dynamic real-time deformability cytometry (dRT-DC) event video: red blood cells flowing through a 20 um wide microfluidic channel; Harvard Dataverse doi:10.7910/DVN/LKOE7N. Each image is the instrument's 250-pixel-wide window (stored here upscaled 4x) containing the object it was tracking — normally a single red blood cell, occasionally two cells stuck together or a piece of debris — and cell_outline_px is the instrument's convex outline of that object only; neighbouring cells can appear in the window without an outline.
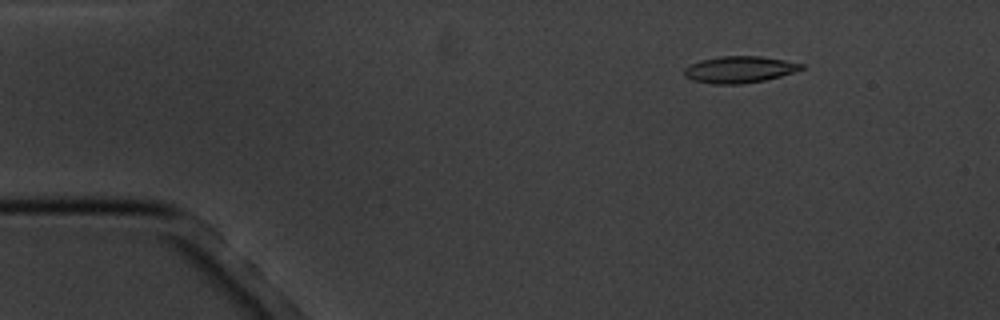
{"species": "common noctule bat (a hibernating species)", "species_latin": "Nyctalus noctula", "temperature_condition": "cold", "stored_images_in_passage": 7, "camera_frame_rate_fps": 3000, "um_per_image_px": 0.085, "animal": {"sex": "male", "body_mass_g": 20.1, "forearm_length_mm": 53.5}, "frame": {"image": 1, "passage_image": 1, "time_ms": 0.0, "image_size_px": [1000, 320], "cell_outline_px": [[804, 68], [780, 76], [764, 80], [740, 84], [712, 84], [692, 80], [684, 76], [684, 68], [700, 60], [720, 56], [760, 56], [784, 60], [804, 64]], "centroid_in_image_um": [62.82, 5.91], "position_along_channel_um": 22.2, "area_um2": 18.09}}
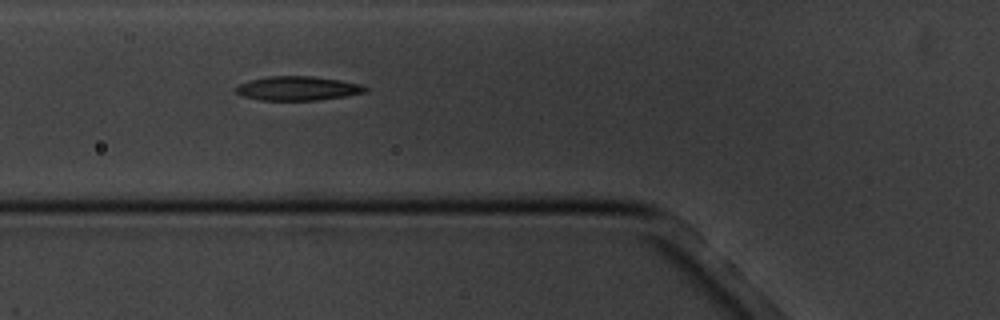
{"frame": {"image": 2, "passage_image": 5, "time_ms": 4.333, "image_size_px": [1000, 320], "cell_outline_px": [[368, 92], [344, 96], [316, 100], [260, 100], [244, 96], [236, 92], [236, 84], [268, 76], [312, 76], [340, 80], [364, 84], [368, 88]], "centroid_in_image_um": [25.35, 7.5], "position_along_channel_um": 100.5, "area_um2": 18.21}}
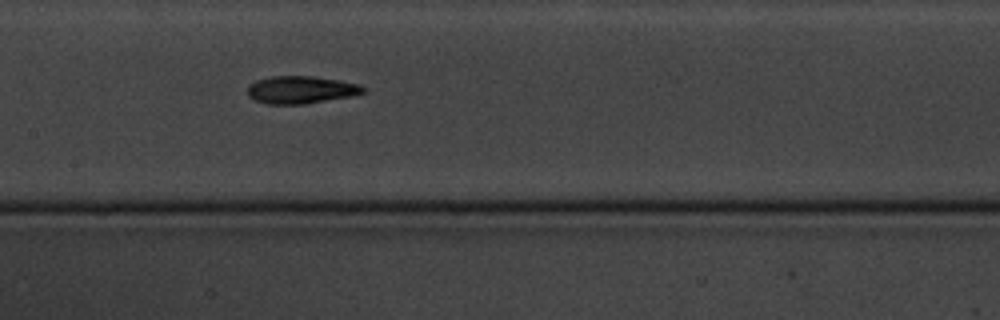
{"frame": {"image": 3, "passage_image": 7, "time_ms": 6.667, "image_size_px": [1000, 320], "cell_outline_px": [[368, 92], [352, 96], [304, 104], [268, 104], [256, 100], [248, 96], [248, 84], [256, 80], [272, 76], [312, 76], [360, 84], [368, 88]], "centroid_in_image_um": [25.62, 7.63], "position_along_channel_um": 181.8, "area_um2": 18.67}}